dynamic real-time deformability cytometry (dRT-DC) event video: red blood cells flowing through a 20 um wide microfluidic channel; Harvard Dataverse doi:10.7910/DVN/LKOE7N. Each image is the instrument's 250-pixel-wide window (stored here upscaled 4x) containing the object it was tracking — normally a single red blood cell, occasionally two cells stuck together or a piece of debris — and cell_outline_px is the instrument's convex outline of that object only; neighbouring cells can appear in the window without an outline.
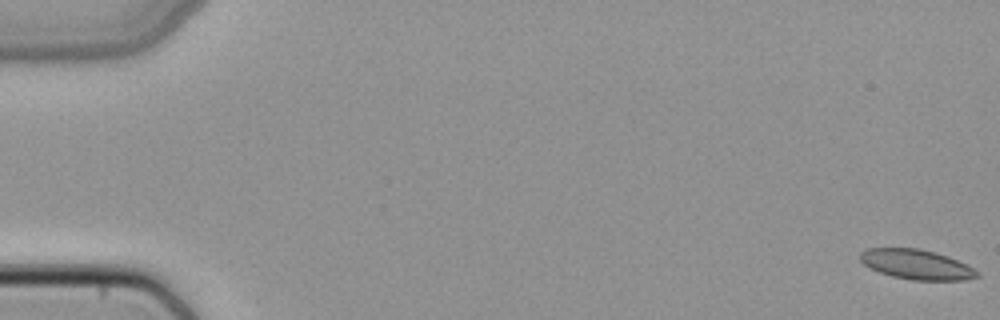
{"species": "common noctule bat (a hibernating species)", "species_latin": "Nyctalus noctula", "temperature_condition": "cold", "stored_images_in_passage": 12, "camera_frame_rate_fps": 3000, "um_per_image_px": 0.085, "animal": {"sex": "female", "body_mass_g": 22.7, "forearm_length_mm": 54.2}, "frame": {"image": 1, "passage_image": 1, "time_ms": 0.0, "image_size_px": [1000, 320], "cell_outline_px": [[980, 276], [964, 280], [912, 280], [892, 276], [880, 272], [864, 264], [860, 260], [860, 252], [868, 248], [920, 248], [936, 252], [948, 256], [968, 264], [980, 272]], "centroid_in_image_um": [77.95, 22.47], "position_along_channel_um": 7.1, "area_um2": 20.46}}